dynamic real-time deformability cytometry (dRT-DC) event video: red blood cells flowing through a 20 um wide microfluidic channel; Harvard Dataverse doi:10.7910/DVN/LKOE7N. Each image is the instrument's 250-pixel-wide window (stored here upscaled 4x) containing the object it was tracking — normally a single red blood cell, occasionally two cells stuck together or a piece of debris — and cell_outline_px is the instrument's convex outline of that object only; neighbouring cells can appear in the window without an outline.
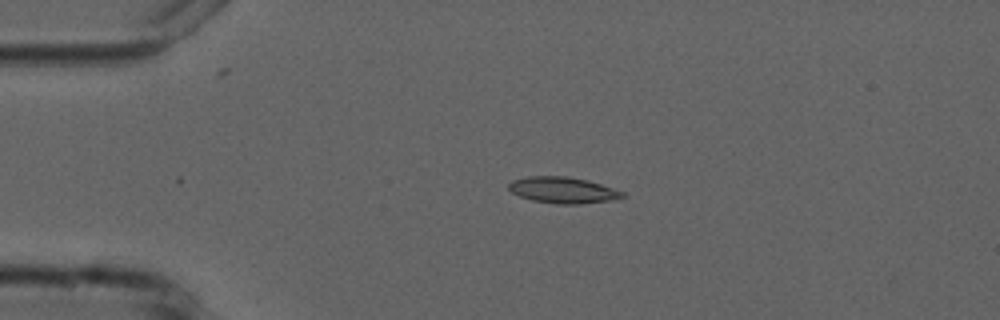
{"species": "common noctule bat (a hibernating species)", "species_latin": "Nyctalus noctula", "temperature_condition": "cold", "stored_images_in_passage": 5, "camera_frame_rate_fps": 3000, "um_per_image_px": 0.085, "animal": {"sex": "male", "forearm_length_mm": 52.5}, "frame": {"image": 1, "passage_image": 4, "time_ms": 3.333, "image_size_px": [1000, 320], "cell_outline_px": [[624, 196], [612, 200], [580, 204], [560, 204], [532, 200], [520, 196], [512, 192], [508, 188], [508, 184], [512, 180], [528, 176], [568, 176], [588, 180], [624, 192]], "centroid_in_image_um": [47.83, 16.15], "position_along_channel_um": 37.2, "area_um2": 17.28}}